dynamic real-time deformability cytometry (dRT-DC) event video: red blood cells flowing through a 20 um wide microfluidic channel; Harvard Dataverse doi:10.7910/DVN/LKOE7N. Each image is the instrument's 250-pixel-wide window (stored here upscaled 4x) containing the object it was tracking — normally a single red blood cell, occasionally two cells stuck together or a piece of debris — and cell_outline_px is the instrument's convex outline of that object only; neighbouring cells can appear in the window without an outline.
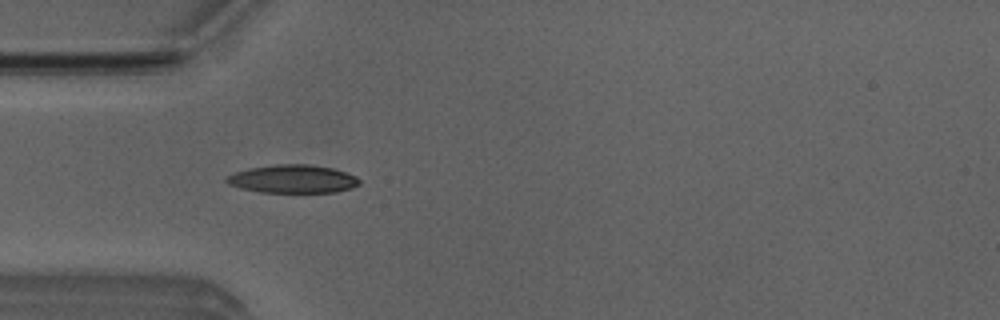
{"species": "Egyptian fruit bat (a non-hibernating species)", "species_latin": "Rousettus aegyptiacus", "temperature_condition": "room temperature", "stored_images_in_passage": 52, "camera_frame_rate_fps": 3000, "um_per_image_px": 0.085, "animal": {"sex": "male"}, "frame": {"image": 1, "passage_image": 15, "time_ms": 4.667, "image_size_px": [1000, 320], "cell_outline_px": [[360, 184], [352, 188], [336, 192], [260, 192], [240, 188], [228, 184], [224, 180], [228, 176], [236, 172], [248, 168], [276, 164], [308, 164], [332, 168], [356, 176], [360, 180]], "centroid_in_image_um": [24.89, 15.21], "position_along_channel_um": 60.1, "area_um2": 21.79}}
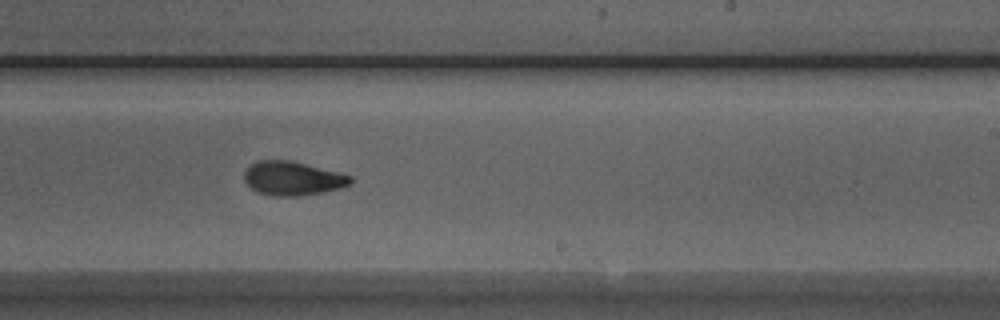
{"frame": {"image": 2, "passage_image": 31, "time_ms": 10.0, "image_size_px": [1000, 320], "cell_outline_px": [[352, 184], [340, 188], [300, 196], [272, 196], [256, 192], [244, 180], [244, 172], [256, 160], [292, 160], [352, 176]], "centroid_in_image_um": [24.86, 15.16], "position_along_channel_um": 264.1, "area_um2": 20.98}}
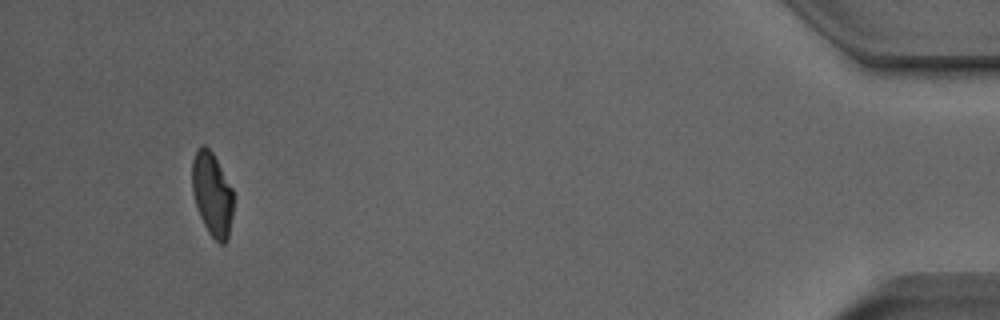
{"frame": {"image": 3, "passage_image": 49, "time_ms": 16.0, "image_size_px": [1000, 320], "cell_outline_px": [[232, 216], [228, 240], [224, 244], [220, 244], [208, 232], [200, 216], [192, 192], [192, 160], [196, 152], [204, 144], [212, 152], [232, 188]], "centroid_in_image_um": [18.03, 16.53], "position_along_channel_um": 417.2, "area_um2": 19.83}, "authors_computed_cell_mechanics": {"area_um2": 20.6057, "velocity_mm_per_s": 3.8586, "shape_relaxation_time_tau1_ms": 5.2427, "shape_relaxation_time_tau2_ms": 3.1263, "deformation_change_tau1": 0.1872, "deformation_change_tau2": 0.0661}}